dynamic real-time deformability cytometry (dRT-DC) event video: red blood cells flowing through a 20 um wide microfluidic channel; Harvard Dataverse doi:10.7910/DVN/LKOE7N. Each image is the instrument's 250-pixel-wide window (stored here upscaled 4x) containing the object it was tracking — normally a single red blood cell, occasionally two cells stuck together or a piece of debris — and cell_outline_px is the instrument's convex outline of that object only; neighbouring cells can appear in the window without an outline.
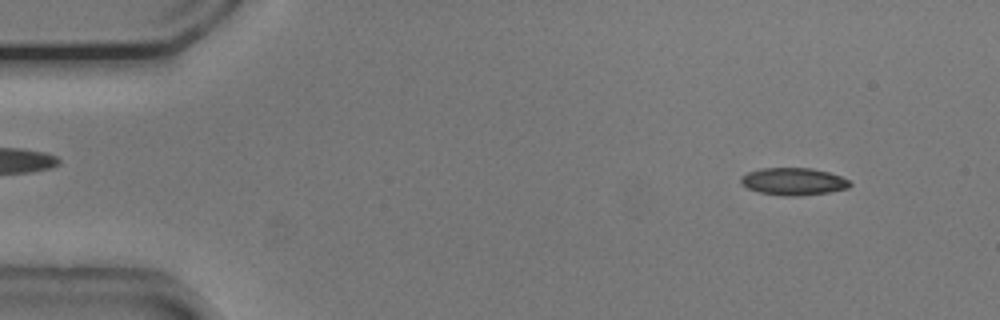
{"species": "common noctule bat (a hibernating species)", "species_latin": "Nyctalus noctula", "temperature_condition": "cold", "stored_images_in_passage": 53, "camera_frame_rate_fps": 3000, "um_per_image_px": 0.085, "animal": {"sex": "male", "body_mass_g": 20.5, "forearm_length_mm": 52.5}, "frame": {"image": 1, "passage_image": 5, "time_ms": 1.333, "image_size_px": [1000, 320], "cell_outline_px": [[852, 184], [848, 188], [828, 192], [800, 196], [784, 196], [760, 192], [748, 188], [740, 184], [740, 176], [748, 172], [760, 168], [812, 168], [828, 172], [840, 176], [848, 180]], "centroid_in_image_um": [67.41, 15.42], "position_along_channel_um": 17.6, "area_um2": 17.4}}
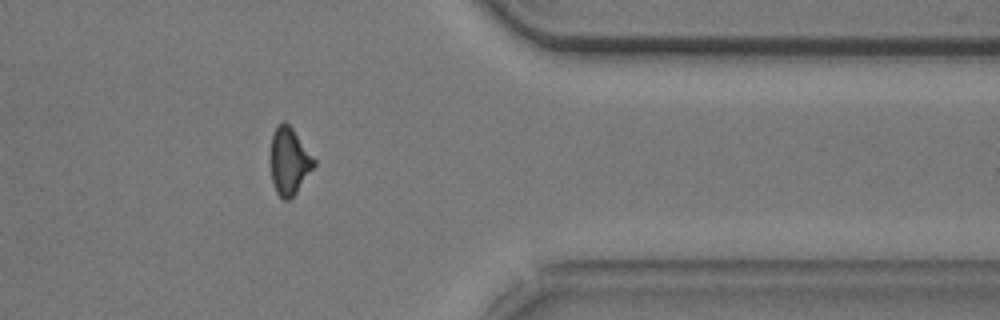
{"frame": {"image": 2, "passage_image": 43, "time_ms": 14.0, "image_size_px": [1000, 320], "cell_outline_px": [[316, 164], [296, 192], [288, 200], [284, 200], [276, 192], [272, 180], [268, 156], [272, 136], [276, 124], [284, 120], [292, 128], [316, 160]], "centroid_in_image_um": [24.54, 13.66], "position_along_channel_um": 386.9, "area_um2": 17.22}}
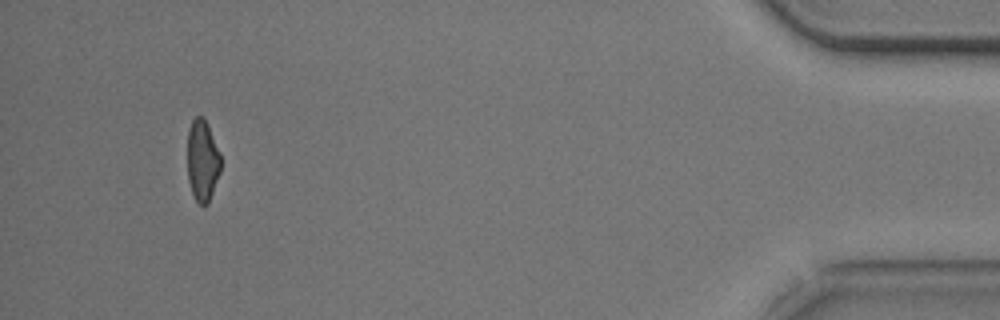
{"frame": {"image": 3, "passage_image": 50, "time_ms": 16.333, "image_size_px": [1000, 320], "cell_outline_px": [[220, 172], [208, 204], [204, 208], [196, 200], [192, 192], [188, 180], [188, 128], [192, 120], [196, 116], [204, 116], [220, 152]], "centroid_in_image_um": [17.21, 13.64], "position_along_channel_um": 418.0, "area_um2": 15.9}, "authors_computed_cell_mechanics": {"area_um2": 17.5134, "velocity_mm_per_s": 3.7735, "shape_relaxation_time_tau1_ms": 3.8278, "shape_relaxation_time_tau2_ms": 2.5102, "deformation_change_tau1": 0.1308, "deformation_change_tau2": 0.1027}}